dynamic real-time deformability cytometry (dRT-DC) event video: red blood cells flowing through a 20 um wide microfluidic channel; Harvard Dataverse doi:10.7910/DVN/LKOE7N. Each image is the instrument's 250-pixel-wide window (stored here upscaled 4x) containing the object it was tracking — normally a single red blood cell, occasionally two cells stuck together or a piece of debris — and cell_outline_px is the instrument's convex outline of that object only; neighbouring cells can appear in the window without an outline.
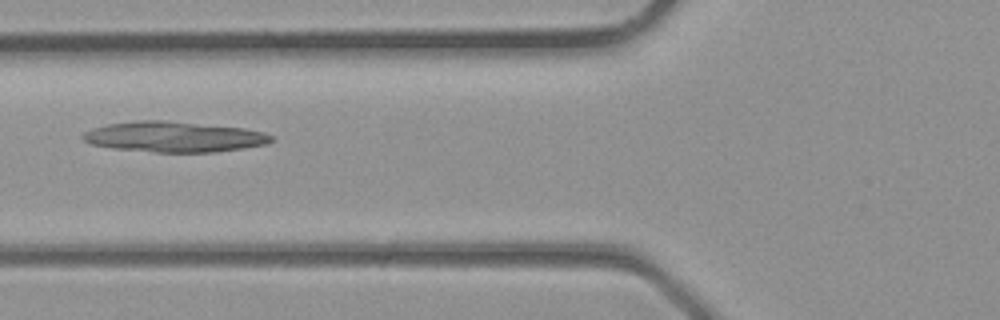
{"species": "common noctule bat (a hibernating species)", "species_latin": "Nyctalus noctula", "temperature_condition": "room temperature", "stored_images_in_passage": 3, "camera_frame_rate_fps": 3000, "um_per_image_px": 0.085, "animal": {"sex": "male", "body_mass_g": 23.1, "forearm_length_mm": 52.7}, "frame": {"image": 1, "passage_image": 3, "time_ms": 0.667, "image_size_px": [1000, 320], "cell_outline_px": [[276, 140], [268, 144], [244, 148], [216, 152], [156, 152], [112, 148], [92, 144], [84, 140], [80, 136], [84, 132], [108, 124], [136, 120], [164, 120], [244, 128], [264, 132], [272, 136]], "centroid_in_image_um": [14.84, 11.63], "position_along_channel_um": 111.0, "area_um2": 33.52}}